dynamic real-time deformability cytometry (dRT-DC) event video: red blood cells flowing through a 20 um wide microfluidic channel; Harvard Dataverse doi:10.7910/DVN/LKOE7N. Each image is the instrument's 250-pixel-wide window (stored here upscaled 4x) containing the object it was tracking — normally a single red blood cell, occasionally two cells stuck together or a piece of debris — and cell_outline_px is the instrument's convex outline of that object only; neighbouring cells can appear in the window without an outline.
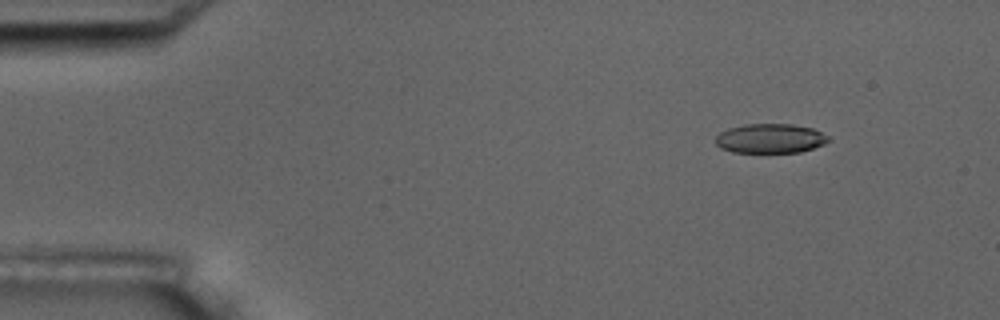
{"species": "common noctule bat (a hibernating species)", "species_latin": "Nyctalus noctula", "temperature_condition": "room temperature", "stored_images_in_passage": 6, "camera_frame_rate_fps": 3000, "um_per_image_px": 0.085, "animal": {"sex": "male", "body_mass_g": 17.5, "forearm_length_mm": 52.3}, "frame": {"image": 1, "passage_image": 2, "time_ms": 1.0, "image_size_px": [1000, 320], "cell_outline_px": [[828, 140], [824, 144], [800, 152], [732, 152], [720, 148], [716, 144], [716, 136], [720, 132], [728, 128], [744, 124], [792, 124], [812, 128], [828, 136]], "centroid_in_image_um": [65.43, 11.76], "position_along_channel_um": 19.6, "area_um2": 19.25}}
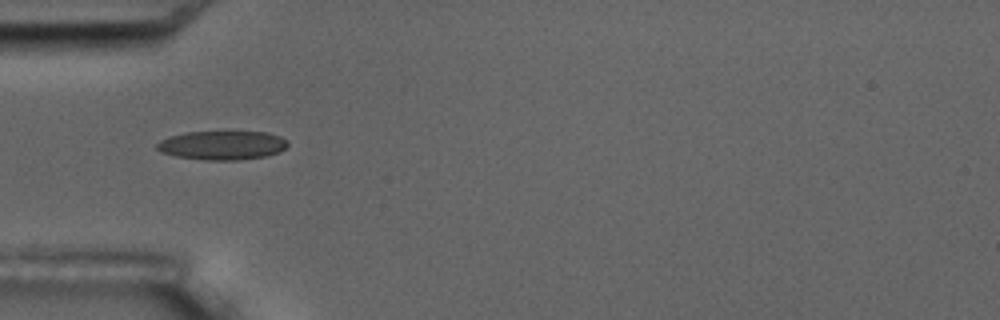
{"frame": {"image": 2, "passage_image": 5, "time_ms": 4.667, "image_size_px": [1000, 320], "cell_outline_px": [[288, 144], [280, 152], [268, 156], [240, 160], [204, 160], [176, 156], [160, 152], [156, 148], [156, 144], [160, 140], [168, 136], [184, 132], [268, 132], [280, 136], [288, 140]], "centroid_in_image_um": [18.89, 12.35], "position_along_channel_um": 66.1, "area_um2": 22.31}}